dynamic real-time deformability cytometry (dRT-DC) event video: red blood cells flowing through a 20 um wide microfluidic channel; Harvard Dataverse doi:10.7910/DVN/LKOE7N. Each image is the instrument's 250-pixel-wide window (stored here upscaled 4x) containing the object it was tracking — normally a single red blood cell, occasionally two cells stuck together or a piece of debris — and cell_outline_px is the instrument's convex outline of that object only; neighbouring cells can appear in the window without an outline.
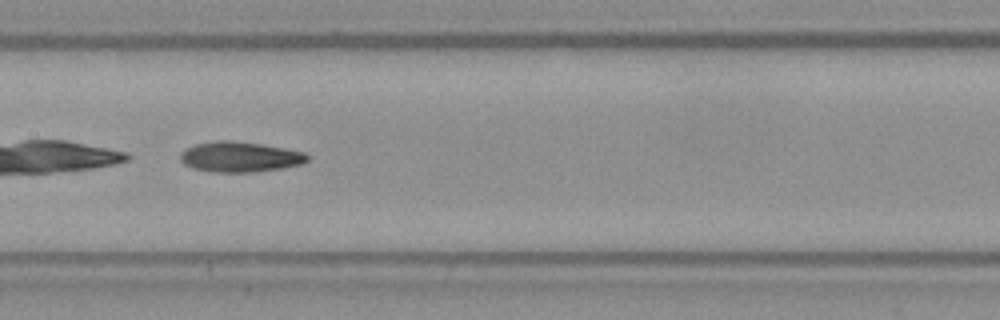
{"species": "Egyptian fruit bat (a non-hibernating species)", "species_latin": "Rousettus aegyptiacus", "temperature_condition": "warm", "stored_images_in_passage": 33, "camera_frame_rate_fps": 3000, "um_per_image_px": 0.085, "frame": {"image": 1, "passage_image": 10, "time_ms": 3.0, "image_size_px": [1000, 320], "cell_outline_px": [[308, 160], [304, 164], [284, 168], [256, 172], [212, 172], [192, 168], [184, 164], [180, 160], [180, 152], [184, 148], [196, 144], [216, 140], [232, 140], [260, 144], [284, 148], [304, 152], [308, 156]], "centroid_in_image_um": [20.38, 13.34], "position_along_channel_um": 187.0, "area_um2": 22.72}}